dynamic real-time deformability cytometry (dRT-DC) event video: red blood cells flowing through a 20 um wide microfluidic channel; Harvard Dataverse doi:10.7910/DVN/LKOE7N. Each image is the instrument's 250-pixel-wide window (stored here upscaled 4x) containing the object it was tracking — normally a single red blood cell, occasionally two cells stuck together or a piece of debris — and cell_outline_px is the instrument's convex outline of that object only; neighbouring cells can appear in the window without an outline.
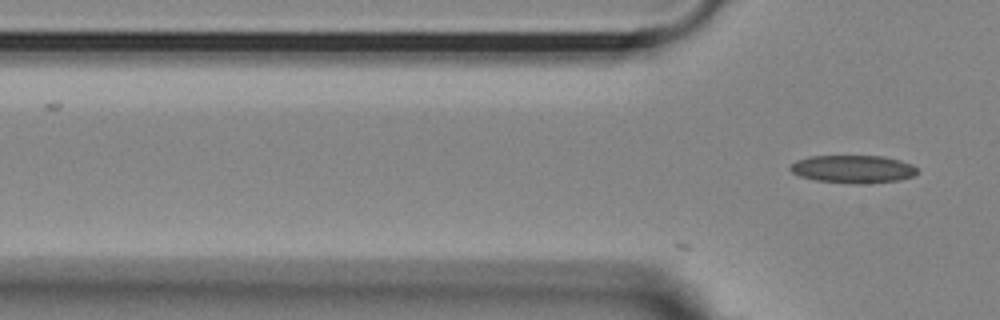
{"species": "Egyptian fruit bat (a non-hibernating species)", "species_latin": "Rousettus aegyptiacus", "temperature_condition": "room temperature", "stored_images_in_passage": 2, "camera_frame_rate_fps": 3000, "um_per_image_px": 0.085, "animal": {"sex": "female"}, "frame": {"image": 1, "passage_image": 2, "time_ms": 0.333, "image_size_px": [1000, 320], "cell_outline_px": [[916, 172], [912, 176], [900, 180], [860, 184], [856, 184], [816, 180], [800, 176], [792, 172], [788, 168], [796, 160], [812, 156], [884, 156], [900, 160], [912, 164], [916, 168]], "centroid_in_image_um": [72.5, 14.37], "position_along_channel_um": 53.3, "area_um2": 20.52}}